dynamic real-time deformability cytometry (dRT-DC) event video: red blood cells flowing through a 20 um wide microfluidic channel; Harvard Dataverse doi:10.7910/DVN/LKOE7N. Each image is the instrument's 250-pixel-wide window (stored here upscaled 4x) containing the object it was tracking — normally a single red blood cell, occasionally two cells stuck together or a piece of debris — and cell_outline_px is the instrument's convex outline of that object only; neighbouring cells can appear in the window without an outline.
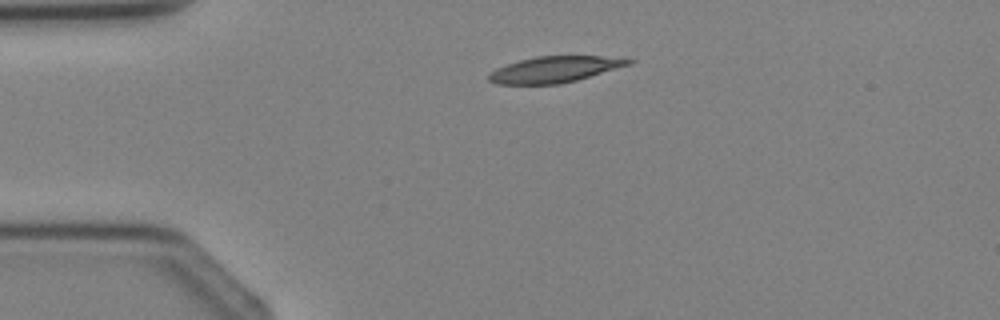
{"species": "Egyptian fruit bat (a non-hibernating species)", "species_latin": "Rousettus aegyptiacus", "temperature_condition": "cold", "stored_images_in_passage": 2, "camera_frame_rate_fps": 3000, "um_per_image_px": 0.085, "animal": {"sex": "female"}, "frame": {"image": 1, "passage_image": 1, "time_ms": 0.0, "image_size_px": [1000, 320], "cell_outline_px": [[636, 60], [632, 64], [576, 80], [560, 84], [496, 84], [488, 80], [488, 76], [496, 68], [520, 60], [536, 56], [600, 56]], "centroid_in_image_um": [47.14, 5.9], "position_along_channel_um": 37.9, "area_um2": 21.04}}
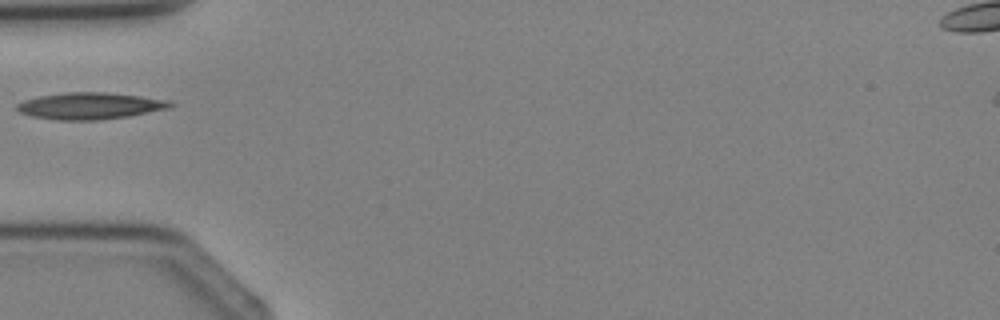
{"frame": {"image": 2, "passage_image": 2, "time_ms": 1.333, "image_size_px": [1000, 320], "cell_outline_px": [[176, 104], [168, 108], [128, 116], [100, 120], [56, 120], [32, 116], [20, 112], [16, 108], [16, 104], [24, 100], [40, 96], [64, 92], [104, 92], [140, 96], [172, 100]], "centroid_in_image_um": [7.66, 8.99], "position_along_channel_um": 77.3, "area_um2": 23.87}}